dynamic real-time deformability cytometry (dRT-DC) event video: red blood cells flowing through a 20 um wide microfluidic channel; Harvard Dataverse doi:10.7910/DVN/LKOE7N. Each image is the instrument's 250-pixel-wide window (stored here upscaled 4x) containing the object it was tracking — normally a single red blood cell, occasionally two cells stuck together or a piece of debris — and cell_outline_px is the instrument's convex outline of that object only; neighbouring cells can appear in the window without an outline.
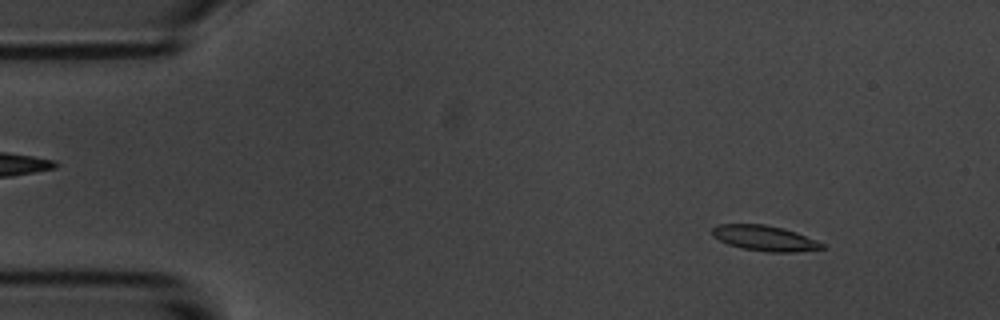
{"species": "common noctule bat (a hibernating species)", "species_latin": "Nyctalus noctula", "temperature_condition": "room temperature", "stored_images_in_passage": 50, "camera_frame_rate_fps": 3000, "um_per_image_px": 0.085, "animal": {"sex": "male", "body_mass_g": 20.1, "forearm_length_mm": 53.5}, "frame": {"image": 1, "passage_image": 1, "time_ms": 0.0, "image_size_px": [1000, 320], "cell_outline_px": [[824, 248], [792, 252], [768, 252], [744, 248], [728, 244], [712, 236], [712, 228], [716, 224], [764, 224], [784, 228], [796, 232], [816, 240], [824, 244]], "centroid_in_image_um": [64.97, 20.23], "position_along_channel_um": 20.0, "area_um2": 16.13}}
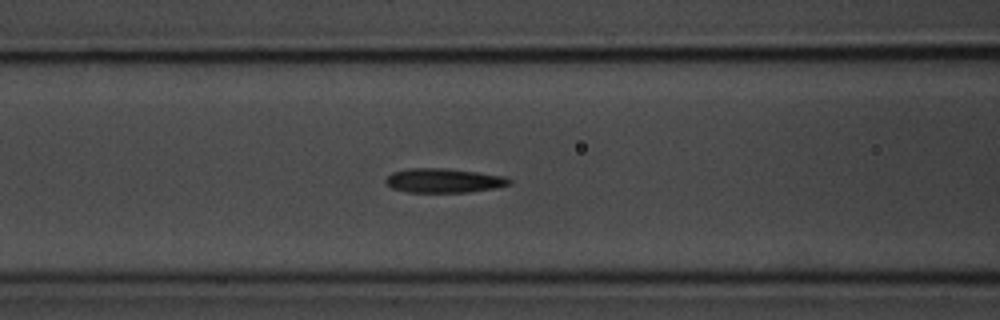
{"frame": {"image": 2, "passage_image": 17, "time_ms": 5.333, "image_size_px": [1000, 320], "cell_outline_px": [[512, 184], [496, 188], [468, 192], [408, 192], [392, 188], [384, 180], [392, 172], [412, 168], [444, 168], [476, 172], [504, 176], [512, 180]], "centroid_in_image_um": [37.74, 15.35], "position_along_channel_um": 128.9, "area_um2": 17.4}}
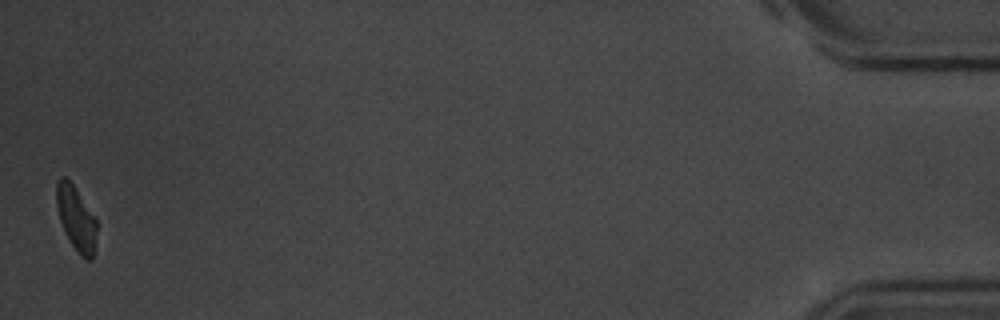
{"frame": {"image": 3, "passage_image": 50, "time_ms": 16.333, "image_size_px": [1000, 320], "cell_outline_px": [[96, 232], [92, 260], [88, 260], [80, 256], [68, 240], [64, 232], [60, 220], [56, 204], [56, 180], [60, 176], [64, 176], [72, 184], [96, 220]], "centroid_in_image_um": [6.43, 18.58], "position_along_channel_um": 428.8, "area_um2": 14.85}, "authors_computed_cell_mechanics": {"area_um2": 17.1377, "velocity_mm_per_s": 3.5748, "shape_relaxation_time_tau1_ms": 3.7974, "shape_relaxation_time_tau2_ms": 2.3036, "deformation_change_tau1": 0.1185, "deformation_change_tau2": 0.0917}}